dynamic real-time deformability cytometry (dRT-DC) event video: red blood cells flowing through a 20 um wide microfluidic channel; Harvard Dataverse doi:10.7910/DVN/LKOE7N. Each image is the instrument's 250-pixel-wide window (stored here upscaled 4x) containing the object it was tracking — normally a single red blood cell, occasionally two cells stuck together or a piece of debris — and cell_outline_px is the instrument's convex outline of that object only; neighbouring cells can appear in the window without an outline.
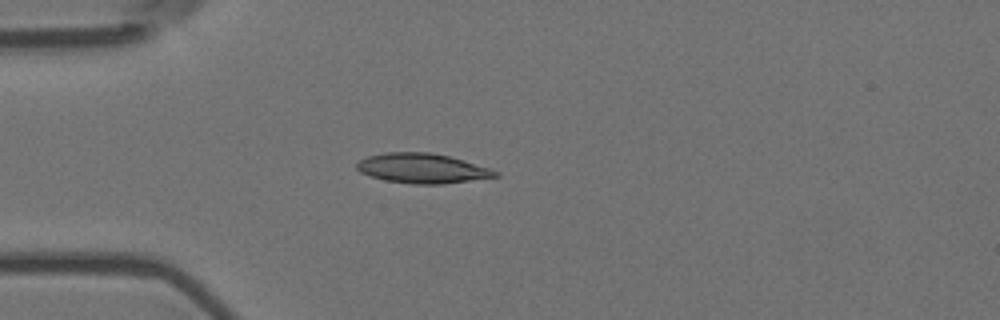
{"species": "Egyptian fruit bat (a non-hibernating species)", "species_latin": "Rousettus aegyptiacus", "temperature_condition": "room temperature", "stored_images_in_passage": 1, "camera_frame_rate_fps": 3000, "um_per_image_px": 0.085, "animal": {"sex": "female"}, "frame": {"image": 1, "passage_image": 1, "time_ms": 0.0, "image_size_px": [1000, 320], "cell_outline_px": [[500, 176], [440, 184], [412, 184], [384, 180], [360, 172], [356, 168], [356, 164], [360, 160], [368, 156], [384, 152], [432, 152], [448, 156], [488, 168], [500, 172]], "centroid_in_image_um": [35.86, 14.3], "position_along_channel_um": 49.1, "area_um2": 23.81}}